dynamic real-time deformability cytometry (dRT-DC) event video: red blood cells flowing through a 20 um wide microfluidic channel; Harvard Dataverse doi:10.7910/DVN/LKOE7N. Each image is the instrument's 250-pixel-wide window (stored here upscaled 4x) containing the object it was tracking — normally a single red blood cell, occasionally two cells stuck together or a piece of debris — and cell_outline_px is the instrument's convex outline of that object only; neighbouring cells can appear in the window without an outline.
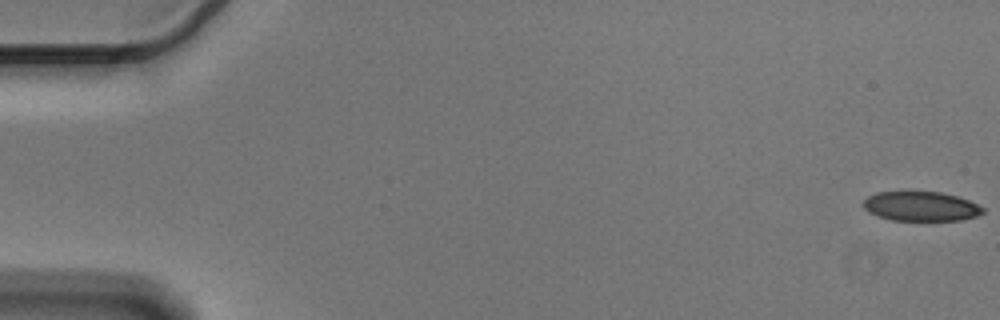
{"species": "Egyptian fruit bat (a non-hibernating species)", "species_latin": "Rousettus aegyptiacus", "temperature_condition": "cold", "stored_images_in_passage": 57, "camera_frame_rate_fps": 3000, "um_per_image_px": 0.085, "animal": {"sex": "male"}, "frame": {"image": 1, "passage_image": 1, "time_ms": 0.0, "image_size_px": [1000, 320], "cell_outline_px": [[984, 212], [976, 216], [960, 220], [892, 220], [868, 212], [860, 204], [868, 196], [876, 192], [940, 192], [956, 196], [968, 200], [984, 208]], "centroid_in_image_um": [78.25, 17.53], "position_along_channel_um": 6.8, "area_um2": 20.4}}
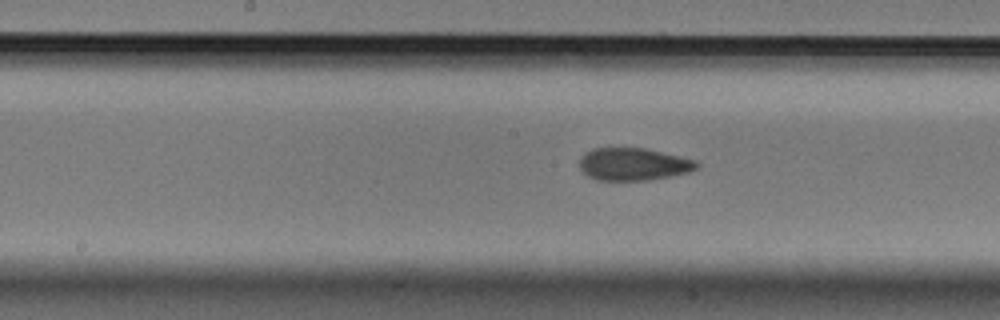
{"frame": {"image": 2, "passage_image": 29, "time_ms": 9.333, "image_size_px": [1000, 320], "cell_outline_px": [[700, 168], [688, 172], [672, 176], [648, 180], [596, 180], [588, 176], [580, 168], [580, 160], [584, 152], [592, 148], [644, 148], [680, 156], [696, 160], [700, 164]], "centroid_in_image_um": [53.86, 13.95], "position_along_channel_um": 194.3, "area_um2": 22.31}}
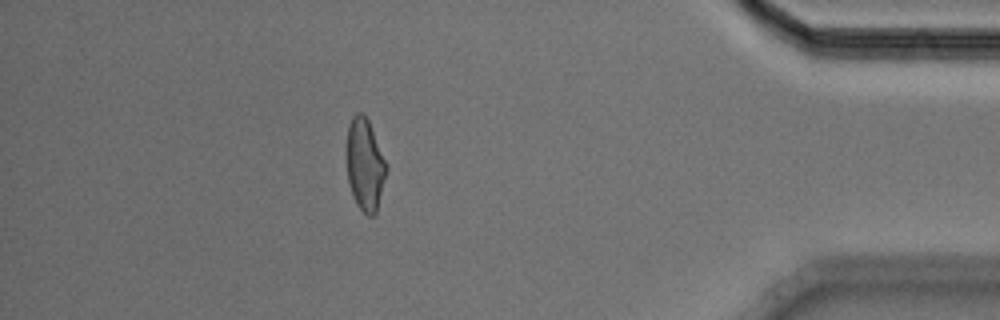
{"frame": {"image": 3, "passage_image": 50, "time_ms": 16.333, "image_size_px": [1000, 320], "cell_outline_px": [[388, 168], [376, 212], [372, 216], [368, 216], [356, 204], [348, 180], [348, 124], [352, 116], [356, 112], [364, 112], [368, 120]], "centroid_in_image_um": [31.03, 13.98], "position_along_channel_um": 404.2, "area_um2": 20.81}, "authors_computed_cell_mechanics": {"area_um2": 22.4264, "velocity_mm_per_s": 3.5905, "shape_relaxation_time_tau1_ms": 5.4892, "shape_relaxation_time_tau2_ms": 2.4579, "deformation_change_tau1": 0.1307, "deformation_change_tau2": 0.0979}}